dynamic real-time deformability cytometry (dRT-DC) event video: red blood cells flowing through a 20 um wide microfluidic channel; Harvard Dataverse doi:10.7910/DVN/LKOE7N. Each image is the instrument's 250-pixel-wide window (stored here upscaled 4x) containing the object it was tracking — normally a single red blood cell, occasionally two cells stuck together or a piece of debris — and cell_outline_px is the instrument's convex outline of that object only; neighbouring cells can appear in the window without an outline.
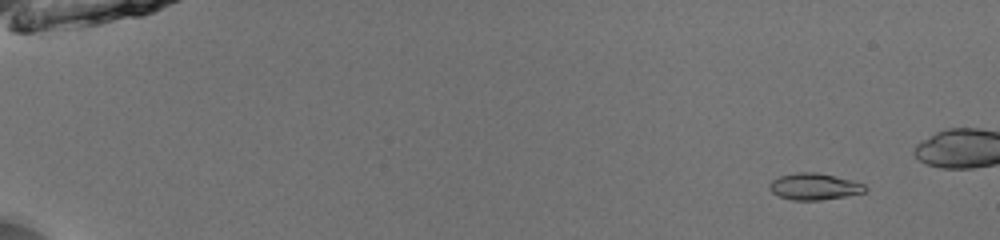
{"species": "common noctule bat (a hibernating species)", "species_latin": "Nyctalus noctula", "temperature_condition": "room temperature", "stored_images_in_passage": 50, "camera_frame_rate_fps": 3000, "um_per_image_px": 0.085, "animal": {"sex": "male", "body_mass_g": 13.0, "forearm_length_mm": 53.1}, "frame": {"image": 1, "passage_image": 5, "time_ms": 1.333, "image_size_px": [1000, 240], "cell_outline_px": [[868, 188], [864, 192], [844, 196], [820, 200], [792, 200], [780, 196], [772, 192], [768, 188], [768, 184], [772, 180], [780, 176], [800, 172], [816, 172], [852, 180], [864, 184]], "centroid_in_image_um": [69.2, 15.85], "position_along_channel_um": 15.8, "area_um2": 14.68}}
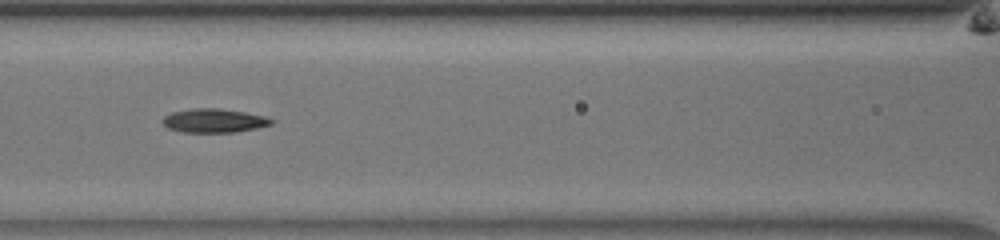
{"frame": {"image": 2, "passage_image": 26, "time_ms": 8.333, "image_size_px": [1000, 240], "cell_outline_px": [[272, 124], [256, 128], [236, 132], [184, 132], [168, 128], [160, 120], [164, 116], [172, 112], [192, 108], [216, 108], [244, 112], [264, 116], [272, 120]], "centroid_in_image_um": [18.15, 10.25], "position_along_channel_um": 148.5, "area_um2": 14.97}}
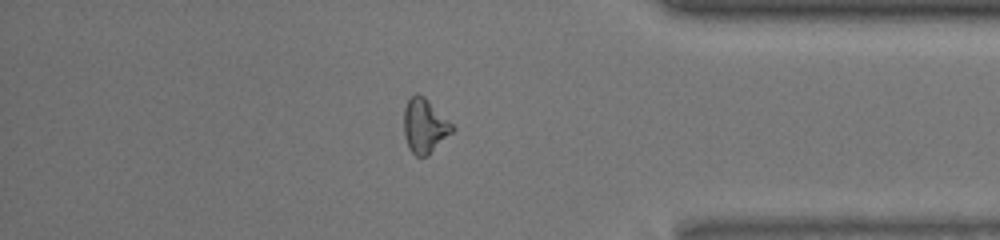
{"frame": {"image": 3, "passage_image": 46, "time_ms": 15.0, "image_size_px": [1000, 240], "cell_outline_px": [[456, 128], [428, 156], [416, 156], [408, 148], [404, 136], [404, 108], [408, 100], [412, 96], [424, 96]], "centroid_in_image_um": [36.08, 10.74], "position_along_channel_um": 399.1, "area_um2": 15.09}}